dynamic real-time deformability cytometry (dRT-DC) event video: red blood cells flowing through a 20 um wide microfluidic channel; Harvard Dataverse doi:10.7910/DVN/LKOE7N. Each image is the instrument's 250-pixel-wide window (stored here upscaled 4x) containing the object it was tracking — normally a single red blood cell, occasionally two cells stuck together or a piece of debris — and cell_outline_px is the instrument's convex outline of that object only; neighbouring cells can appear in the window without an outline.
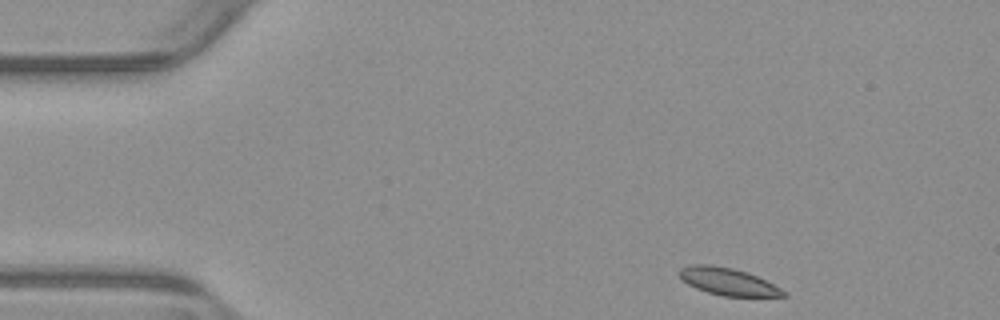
{"species": "common noctule bat (a hibernating species)", "species_latin": "Nyctalus noctula", "temperature_condition": "warm", "stored_images_in_passage": 48, "camera_frame_rate_fps": 3000, "um_per_image_px": 0.085, "animal": {"sex": "male", "body_mass_g": 23.1, "forearm_length_mm": 52.7}, "frame": {"image": 1, "passage_image": 1, "time_ms": 0.0, "image_size_px": [1000, 320], "cell_outline_px": [[788, 296], [724, 296], [708, 292], [696, 288], [688, 284], [676, 272], [680, 268], [692, 264], [712, 264], [732, 268], [748, 272], [788, 292]], "centroid_in_image_um": [61.86, 23.92], "position_along_channel_um": 23.1, "area_um2": 16.47}}
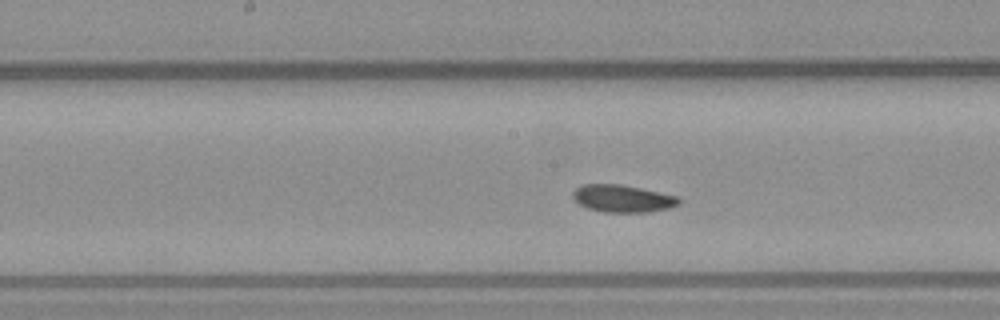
{"frame": {"image": 2, "passage_image": 21, "time_ms": 6.667, "image_size_px": [1000, 320], "cell_outline_px": [[680, 204], [668, 208], [648, 212], [604, 212], [588, 208], [580, 204], [572, 196], [572, 192], [576, 188], [584, 184], [620, 184], [680, 196]], "centroid_in_image_um": [52.95, 16.87], "position_along_channel_um": 195.3, "area_um2": 16.88}}
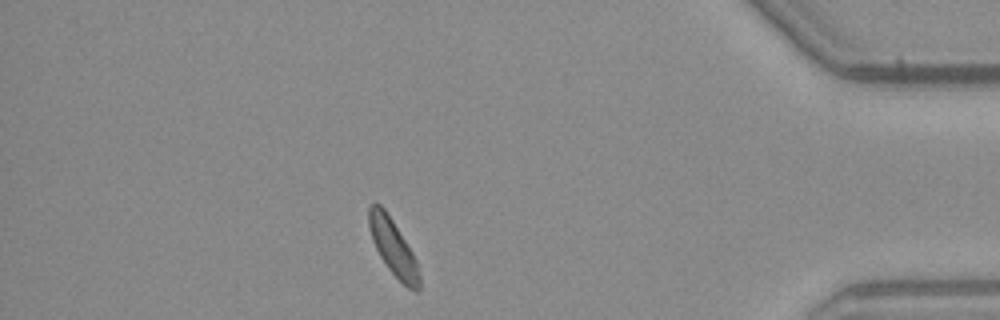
{"frame": {"image": 3, "passage_image": 41, "time_ms": 13.333, "image_size_px": [1000, 320], "cell_outline_px": [[420, 288], [416, 292], [408, 288], [388, 268], [380, 256], [372, 240], [368, 224], [368, 208], [372, 204], [380, 204], [384, 208], [392, 220], [412, 252], [416, 260], [420, 276]], "centroid_in_image_um": [33.41, 21.03], "position_along_channel_um": 401.8, "area_um2": 16.18}, "authors_computed_cell_mechanics": {"area_um2": 16.8776, "velocity_mm_per_s": 3.7873, "shape_relaxation_time_tau1_ms": 8.5822, "shape_relaxation_time_tau2_ms": 5.8939, "deformation_change_tau1": 0.1616, "deformation_change_tau2": 0.1026}}